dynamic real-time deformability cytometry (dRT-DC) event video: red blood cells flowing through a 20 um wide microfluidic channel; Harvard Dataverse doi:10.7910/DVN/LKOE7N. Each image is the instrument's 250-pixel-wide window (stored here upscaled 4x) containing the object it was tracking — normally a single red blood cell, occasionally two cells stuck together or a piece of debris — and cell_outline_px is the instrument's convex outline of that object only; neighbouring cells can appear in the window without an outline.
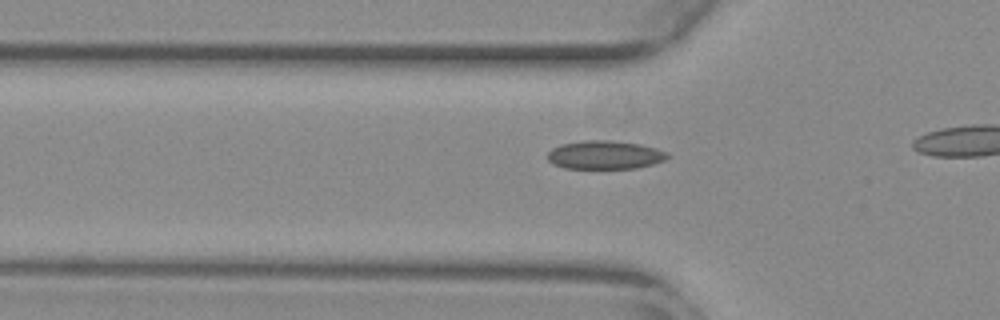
{"species": "common noctule bat (a hibernating species)", "species_latin": "Nyctalus noctula", "temperature_condition": "warm", "stored_images_in_passage": 14, "camera_frame_rate_fps": 3000, "um_per_image_px": 0.085, "animal": {"sex": "female", "body_mass_g": 29.2, "forearm_length_mm": 56.3}, "frame": {"image": 1, "passage_image": 8, "time_ms": 2.333, "image_size_px": [1000, 320], "cell_outline_px": [[668, 156], [664, 160], [652, 164], [636, 168], [564, 168], [552, 164], [548, 160], [548, 152], [552, 148], [560, 144], [584, 140], [612, 140], [640, 144], [656, 148], [668, 152]], "centroid_in_image_um": [51.39, 13.16], "position_along_channel_um": 74.4, "area_um2": 19.94}}
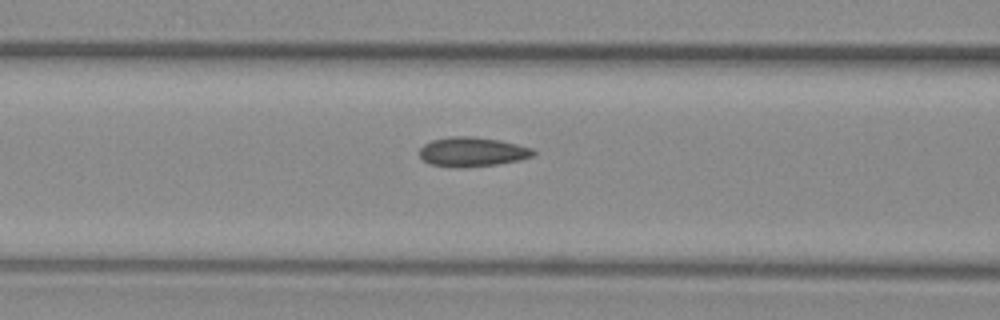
{"frame": {"image": 2, "passage_image": 12, "time_ms": 3.667, "image_size_px": [1000, 320], "cell_outline_px": [[536, 152], [532, 156], [520, 160], [496, 164], [464, 168], [456, 168], [428, 164], [420, 156], [420, 148], [424, 144], [432, 140], [452, 136], [472, 136], [500, 140], [532, 148]], "centroid_in_image_um": [40.12, 12.91], "position_along_channel_um": 126.5, "area_um2": 19.59}}